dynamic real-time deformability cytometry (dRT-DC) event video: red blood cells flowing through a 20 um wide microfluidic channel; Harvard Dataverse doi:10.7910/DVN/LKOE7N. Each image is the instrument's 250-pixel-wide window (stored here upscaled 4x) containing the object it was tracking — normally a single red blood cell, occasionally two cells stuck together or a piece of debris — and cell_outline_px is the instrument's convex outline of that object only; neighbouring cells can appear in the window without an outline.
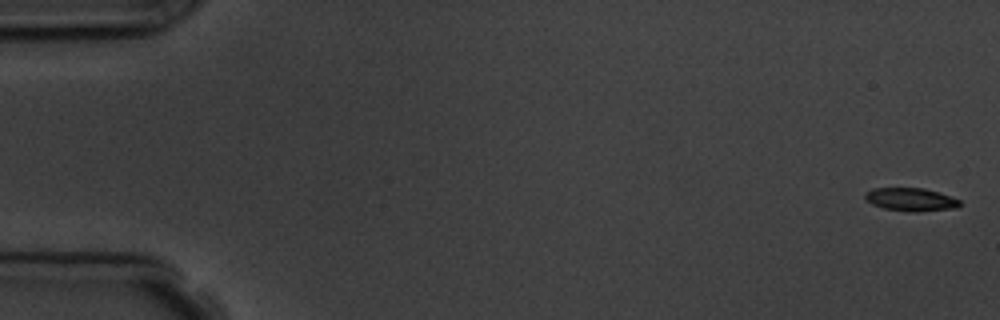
{"species": "common noctule bat (a hibernating species)", "species_latin": "Nyctalus noctula", "temperature_condition": "room temperature", "stored_images_in_passage": 15, "camera_frame_rate_fps": 3000, "um_per_image_px": 0.085, "animal": {"sex": "male", "body_mass_g": 19.5, "forearm_length_mm": 54.6}, "frame": {"image": 1, "passage_image": 1, "time_ms": 0.0, "image_size_px": [1000, 320], "cell_outline_px": [[960, 204], [956, 208], [916, 212], [912, 212], [884, 208], [872, 204], [864, 196], [864, 192], [872, 188], [924, 188], [960, 200]], "centroid_in_image_um": [77.38, 16.95], "position_along_channel_um": 7.6, "area_um2": 12.6}}
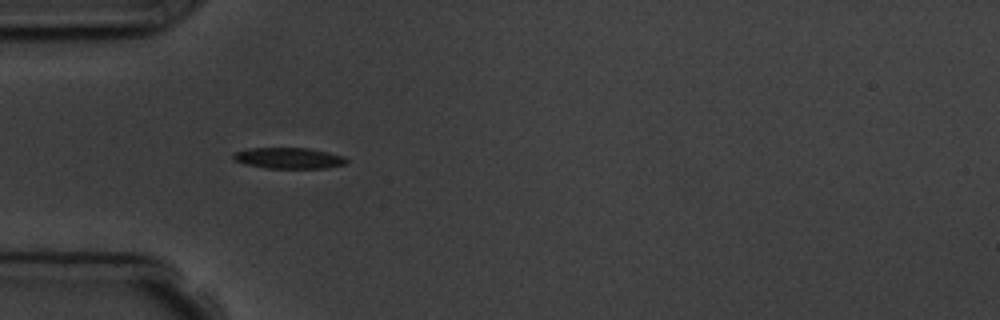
{"frame": {"image": 2, "passage_image": 5, "time_ms": 5.333, "image_size_px": [1000, 320], "cell_outline_px": [[348, 160], [344, 164], [328, 168], [268, 168], [244, 164], [236, 160], [232, 156], [232, 152], [248, 148], [308, 148], [328, 152], [344, 156]], "centroid_in_image_um": [24.53, 13.43], "position_along_channel_um": 60.5, "area_um2": 13.87}, "authors_computed_cell_mechanics": {"area_um2": 13.6986, "velocity_mm_per_s": 3.7106, "shape_relaxation_time_tau1_ms": 2.916, "shape_relaxation_time_tau2_ms": null, "deformation_change_tau1": 0.121, "deformation_change_tau2": null}}